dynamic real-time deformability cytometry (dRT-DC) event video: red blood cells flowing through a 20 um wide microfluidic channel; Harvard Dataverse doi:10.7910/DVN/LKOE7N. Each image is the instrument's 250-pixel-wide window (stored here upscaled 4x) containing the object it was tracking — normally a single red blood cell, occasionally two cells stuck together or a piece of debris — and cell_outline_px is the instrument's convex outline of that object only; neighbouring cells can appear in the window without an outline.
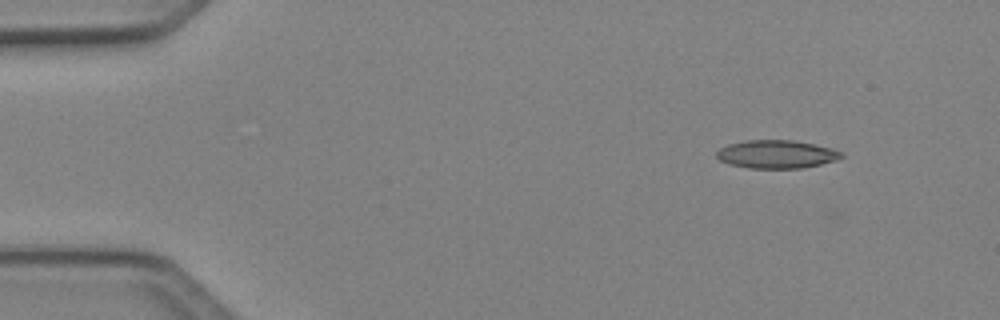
{"species": "Egyptian fruit bat (a non-hibernating species)", "species_latin": "Rousettus aegyptiacus", "temperature_condition": "cold", "stored_images_in_passage": 3, "camera_frame_rate_fps": 3000, "um_per_image_px": 0.085, "animal": {"sex": "female"}, "frame": {"image": 1, "passage_image": 1, "time_ms": 0.0, "image_size_px": [1000, 320], "cell_outline_px": [[844, 156], [836, 160], [804, 168], [748, 168], [728, 164], [720, 160], [716, 156], [716, 152], [720, 148], [728, 144], [744, 140], [792, 140], [832, 148], [844, 152]], "centroid_in_image_um": [66.0, 13.11], "position_along_channel_um": 19.0, "area_um2": 20.58}}
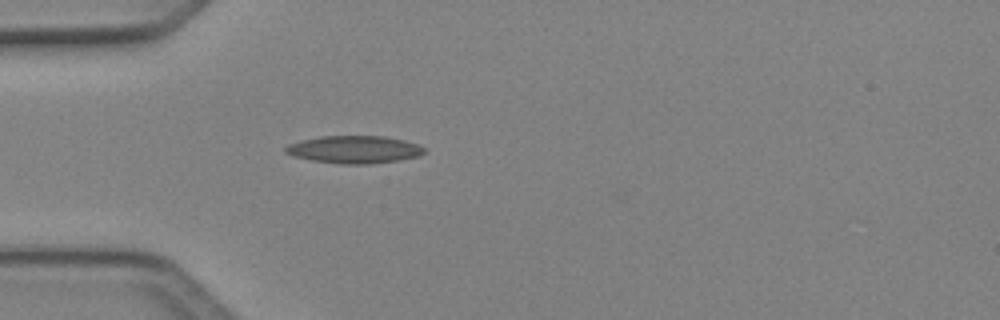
{"frame": {"image": 2, "passage_image": 3, "time_ms": 0.667, "image_size_px": [1000, 320], "cell_outline_px": [[424, 152], [420, 156], [400, 160], [372, 164], [336, 164], [312, 160], [292, 156], [284, 152], [284, 148], [288, 144], [300, 140], [320, 136], [384, 136], [404, 140], [416, 144], [424, 148]], "centroid_in_image_um": [30.08, 12.71], "position_along_channel_um": 54.9, "area_um2": 22.48}}